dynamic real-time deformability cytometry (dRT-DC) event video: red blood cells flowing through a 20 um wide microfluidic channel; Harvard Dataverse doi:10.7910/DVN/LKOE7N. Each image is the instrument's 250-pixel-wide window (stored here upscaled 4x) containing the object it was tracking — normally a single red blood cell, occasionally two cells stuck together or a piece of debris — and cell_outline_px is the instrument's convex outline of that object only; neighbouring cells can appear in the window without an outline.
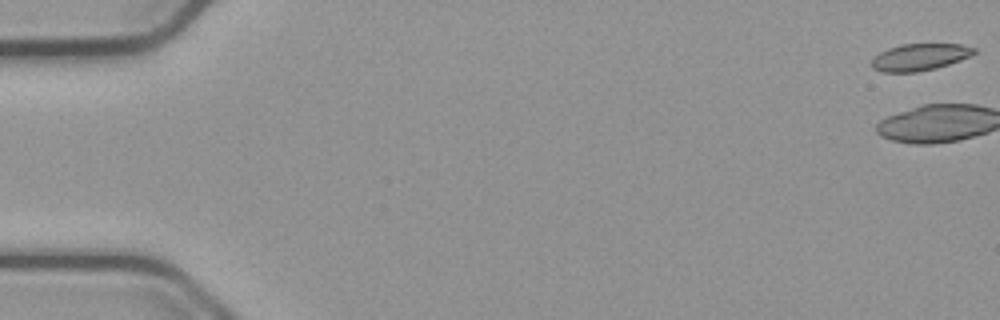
{"species": "common noctule bat (a hibernating species)", "species_latin": "Nyctalus noctula", "temperature_condition": "cold", "stored_images_in_passage": 55, "camera_frame_rate_fps": 3000, "um_per_image_px": 0.085, "animal": {"sex": "male", "body_mass_g": 23.1, "forearm_length_mm": 52.7}, "frame": {"image": 1, "passage_image": 1, "time_ms": 0.0, "image_size_px": [1000, 320], "cell_outline_px": [[976, 52], [960, 60], [936, 68], [916, 72], [880, 72], [872, 68], [872, 60], [880, 52], [888, 48], [900, 44], [960, 44], [976, 48]], "centroid_in_image_um": [78.16, 4.85], "position_along_channel_um": 6.8, "area_um2": 15.95}}